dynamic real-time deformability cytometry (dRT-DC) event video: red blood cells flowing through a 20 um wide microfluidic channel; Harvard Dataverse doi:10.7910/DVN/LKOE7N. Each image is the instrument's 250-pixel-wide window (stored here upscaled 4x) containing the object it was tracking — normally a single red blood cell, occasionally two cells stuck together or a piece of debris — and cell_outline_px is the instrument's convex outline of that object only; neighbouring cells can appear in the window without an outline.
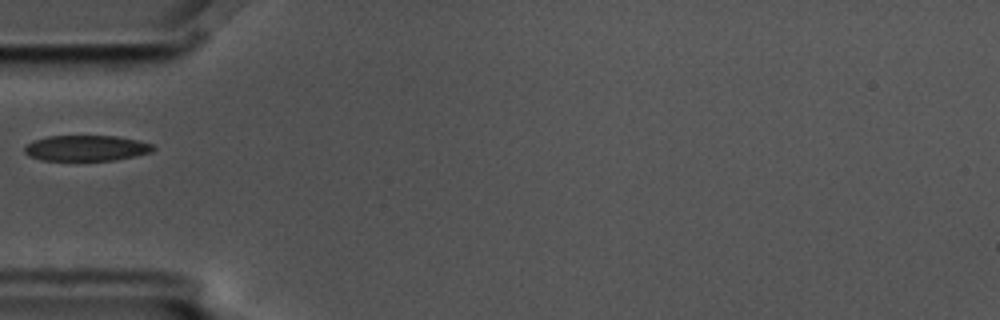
{"species": "common noctule bat (a hibernating species)", "species_latin": "Nyctalus noctula", "temperature_condition": "cold", "stored_images_in_passage": 9, "camera_frame_rate_fps": 3000, "um_per_image_px": 0.085, "animal": {"sex": "male", "body_mass_g": 17.5, "forearm_length_mm": 52.3}, "frame": {"image": 1, "passage_image": 1, "time_ms": 0.0, "image_size_px": [1000, 320], "cell_outline_px": [[156, 148], [152, 152], [136, 156], [112, 160], [40, 160], [28, 156], [24, 152], [24, 148], [28, 144], [36, 140], [48, 136], [116, 136], [136, 140], [152, 144]], "centroid_in_image_um": [7.34, 12.59], "position_along_channel_um": 77.7, "area_um2": 19.13}}
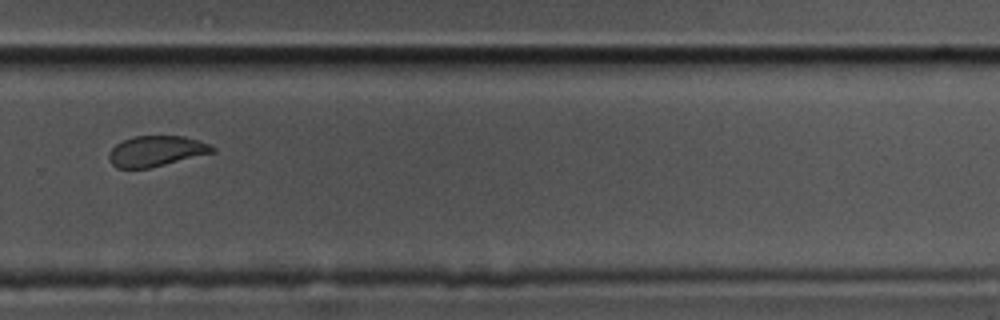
{"frame": {"image": 2, "passage_image": 7, "time_ms": 2.0, "image_size_px": [1000, 320], "cell_outline_px": [[216, 152], [148, 168], [116, 168], [108, 160], [108, 152], [116, 144], [124, 140], [136, 136], [184, 136], [200, 140], [216, 148]], "centroid_in_image_um": [13.28, 12.84], "position_along_channel_um": 316.5, "area_um2": 18.44}}
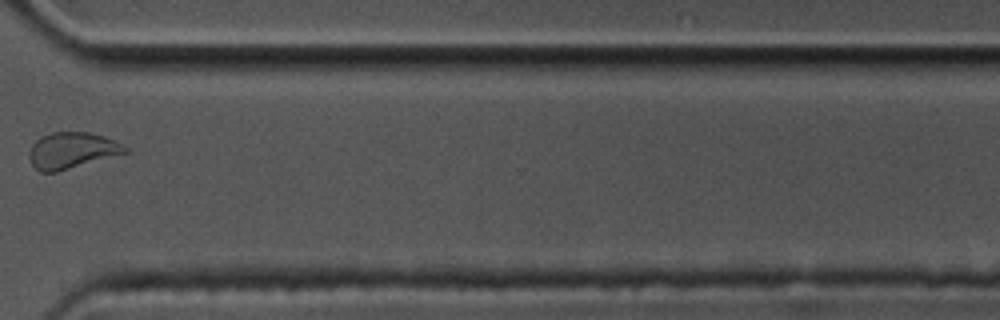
{"frame": {"image": 3, "passage_image": 8, "time_ms": 2.333, "image_size_px": [1000, 320], "cell_outline_px": [[128, 152], [56, 172], [40, 172], [32, 164], [28, 156], [32, 144], [40, 136], [52, 132], [88, 132], [104, 136], [128, 148]], "centroid_in_image_um": [6.07, 12.78], "position_along_channel_um": 364.5, "area_um2": 20.0}}